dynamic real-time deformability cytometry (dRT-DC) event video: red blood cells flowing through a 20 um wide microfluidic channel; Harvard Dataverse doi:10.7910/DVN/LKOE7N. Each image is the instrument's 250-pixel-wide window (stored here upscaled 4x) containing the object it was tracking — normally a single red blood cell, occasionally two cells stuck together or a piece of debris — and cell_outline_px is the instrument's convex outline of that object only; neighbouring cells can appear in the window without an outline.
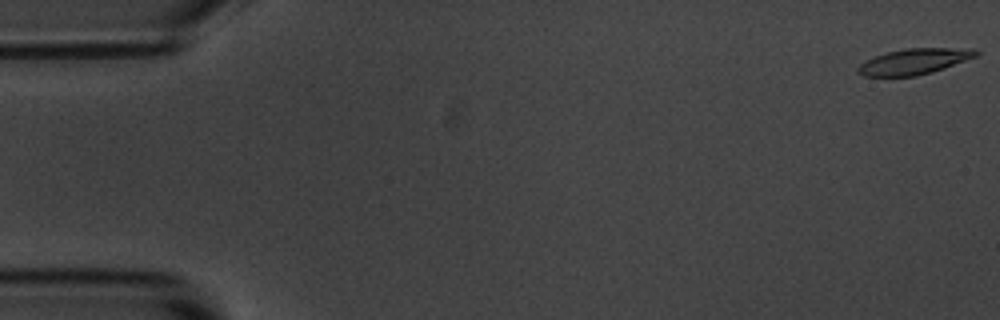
{"species": "common noctule bat (a hibernating species)", "species_latin": "Nyctalus noctula", "temperature_condition": "room temperature", "stored_images_in_passage": 5, "camera_frame_rate_fps": 3000, "um_per_image_px": 0.085, "animal": {"sex": "male", "body_mass_g": 20.1, "forearm_length_mm": 53.5}, "frame": {"image": 1, "passage_image": 1, "time_ms": 0.0, "image_size_px": [1000, 320], "cell_outline_px": [[980, 52], [976, 56], [944, 68], [932, 72], [916, 76], [864, 76], [856, 72], [856, 68], [864, 60], [888, 52], [904, 48], [976, 48]], "centroid_in_image_um": [77.69, 5.22], "position_along_channel_um": 7.3, "area_um2": 17.74}}
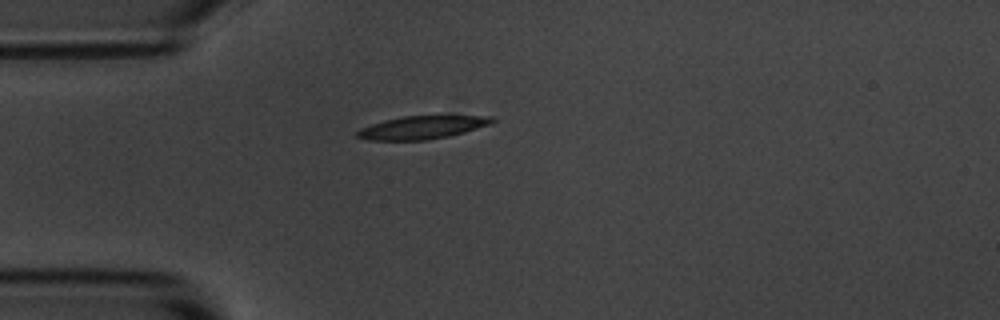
{"frame": {"image": 2, "passage_image": 5, "time_ms": 4.667, "image_size_px": [1000, 320], "cell_outline_px": [[496, 120], [492, 124], [464, 132], [448, 136], [428, 140], [368, 140], [356, 136], [356, 132], [360, 128], [384, 120], [404, 116], [492, 116]], "centroid_in_image_um": [35.89, 10.83], "position_along_channel_um": 49.1, "area_um2": 18.03}}